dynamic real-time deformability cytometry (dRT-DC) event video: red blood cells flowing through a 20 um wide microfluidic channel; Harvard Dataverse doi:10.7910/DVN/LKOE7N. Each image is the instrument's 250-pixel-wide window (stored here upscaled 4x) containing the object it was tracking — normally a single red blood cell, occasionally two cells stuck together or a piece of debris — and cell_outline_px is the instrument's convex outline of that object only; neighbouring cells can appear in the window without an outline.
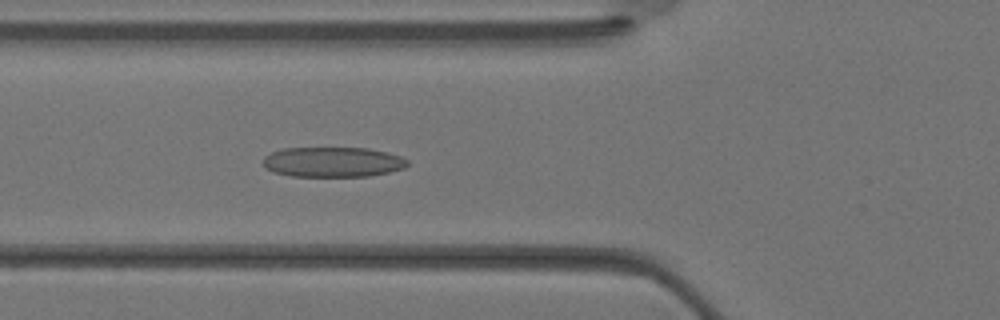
{"species": "Egyptian fruit bat (a non-hibernating species)", "species_latin": "Rousettus aegyptiacus", "temperature_condition": "warm", "stored_images_in_passage": 35, "camera_frame_rate_fps": 3000, "um_per_image_px": 0.085, "animal": {"sex": "female"}, "frame": {"image": 1, "passage_image": 13, "time_ms": 4.0, "image_size_px": [1000, 320], "cell_outline_px": [[408, 164], [404, 168], [388, 172], [368, 176], [292, 176], [272, 172], [264, 168], [264, 156], [272, 152], [284, 148], [368, 148], [388, 152], [400, 156], [408, 160]], "centroid_in_image_um": [28.28, 13.77], "position_along_channel_um": 97.5, "area_um2": 25.32}}
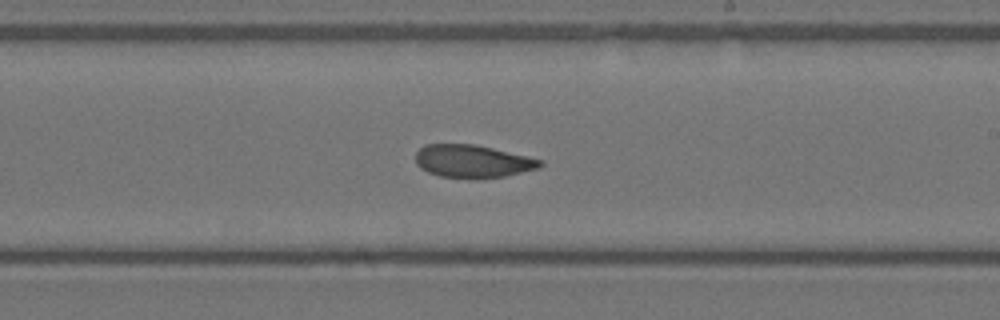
{"frame": {"image": 2, "passage_image": 21, "time_ms": 6.667, "image_size_px": [1000, 320], "cell_outline_px": [[544, 164], [540, 168], [504, 176], [440, 176], [428, 172], [420, 168], [416, 164], [416, 152], [424, 144], [476, 144], [528, 156], [544, 160]], "centroid_in_image_um": [40.19, 13.66], "position_along_channel_um": 248.8, "area_um2": 23.35}}
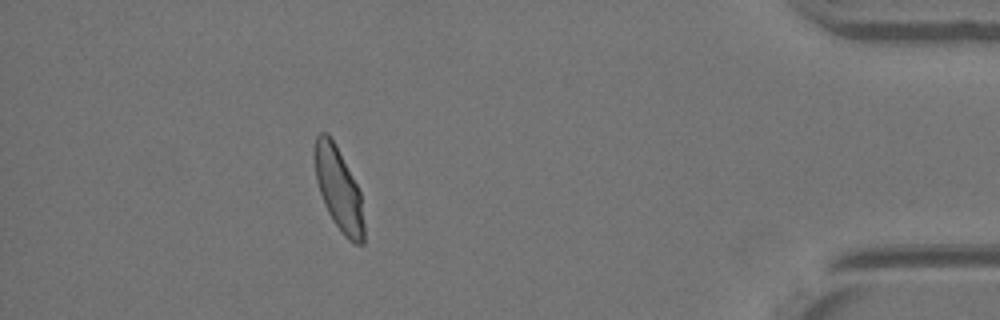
{"frame": {"image": 3, "passage_image": 32, "time_ms": 10.333, "image_size_px": [1000, 320], "cell_outline_px": [[364, 244], [352, 244], [344, 236], [332, 220], [324, 204], [316, 180], [312, 156], [312, 152], [316, 136], [320, 132], [328, 132], [356, 184], [360, 192], [364, 224]], "centroid_in_image_um": [28.75, 16.08], "position_along_channel_um": 406.5, "area_um2": 23.93}}